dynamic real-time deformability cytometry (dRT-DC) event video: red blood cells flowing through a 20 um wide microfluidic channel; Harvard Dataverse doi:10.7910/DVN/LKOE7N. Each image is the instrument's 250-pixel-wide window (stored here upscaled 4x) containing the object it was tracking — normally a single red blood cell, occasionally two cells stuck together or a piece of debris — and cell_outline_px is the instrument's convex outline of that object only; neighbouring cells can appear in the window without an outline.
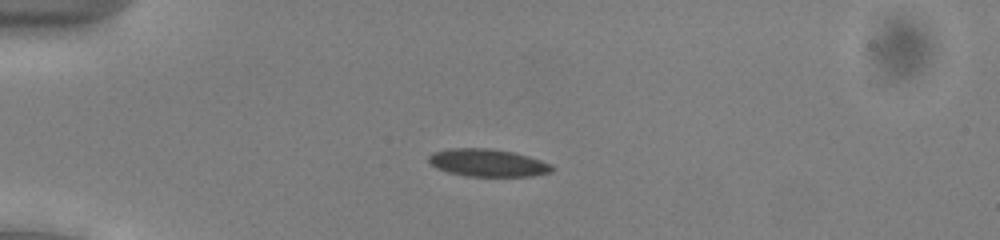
{"species": "common noctule bat (a hibernating species)", "species_latin": "Nyctalus noctula", "temperature_condition": "cold", "stored_images_in_passage": 53, "camera_frame_rate_fps": 3000, "um_per_image_px": 0.085, "animal": {"sex": "male", "body_mass_g": 13.0, "forearm_length_mm": 53.1}, "frame": {"image": 1, "passage_image": 14, "time_ms": 4.333, "image_size_px": [1000, 240], "cell_outline_px": [[556, 168], [552, 172], [532, 176], [468, 176], [448, 172], [436, 168], [428, 160], [428, 156], [432, 152], [448, 148], [488, 148], [512, 152], [528, 156], [552, 164]], "centroid_in_image_um": [41.47, 13.84], "position_along_channel_um": 43.5, "area_um2": 19.88}}
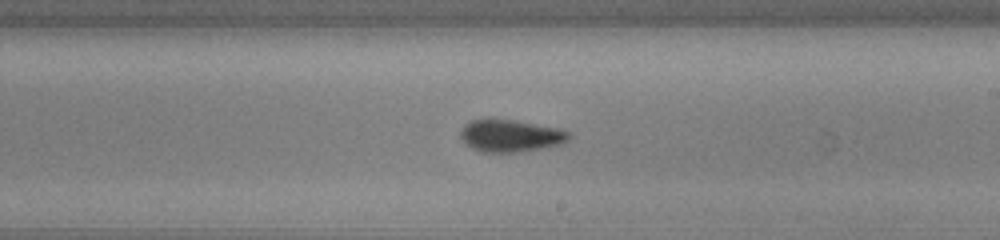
{"frame": {"image": 2, "passage_image": 32, "time_ms": 10.333, "image_size_px": [1000, 240], "cell_outline_px": [[572, 136], [568, 140], [560, 144], [540, 148], [516, 152], [484, 152], [472, 148], [464, 144], [460, 136], [460, 132], [464, 124], [472, 120], [488, 116], [492, 116], [516, 120], [560, 128], [572, 132]], "centroid_in_image_um": [43.37, 11.49], "position_along_channel_um": 245.6, "area_um2": 21.04}}
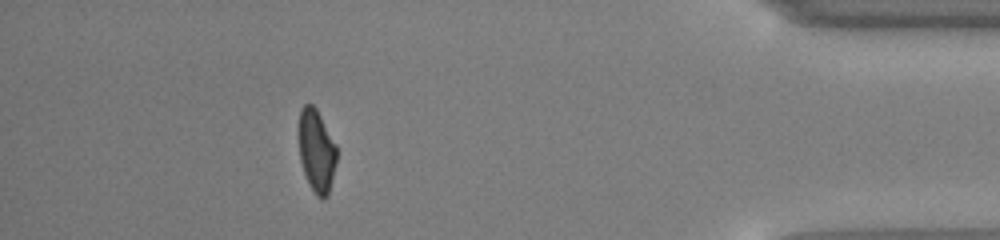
{"frame": {"image": 3, "passage_image": 48, "time_ms": 15.667, "image_size_px": [1000, 240], "cell_outline_px": [[336, 164], [328, 196], [324, 200], [320, 200], [316, 196], [308, 184], [300, 160], [296, 132], [296, 128], [300, 108], [304, 104], [312, 104], [316, 108], [336, 144]], "centroid_in_image_um": [26.86, 12.81], "position_along_channel_um": 408.3, "area_um2": 19.02}, "authors_computed_cell_mechanics": {"area_um2": 19.652, "velocity_mm_per_s": 3.9101, "shape_relaxation_time_tau1_ms": 2.4902, "shape_relaxation_time_tau2_ms": 2.1101, "deformation_change_tau1": 0.1344, "deformation_change_tau2": 0.0746}}